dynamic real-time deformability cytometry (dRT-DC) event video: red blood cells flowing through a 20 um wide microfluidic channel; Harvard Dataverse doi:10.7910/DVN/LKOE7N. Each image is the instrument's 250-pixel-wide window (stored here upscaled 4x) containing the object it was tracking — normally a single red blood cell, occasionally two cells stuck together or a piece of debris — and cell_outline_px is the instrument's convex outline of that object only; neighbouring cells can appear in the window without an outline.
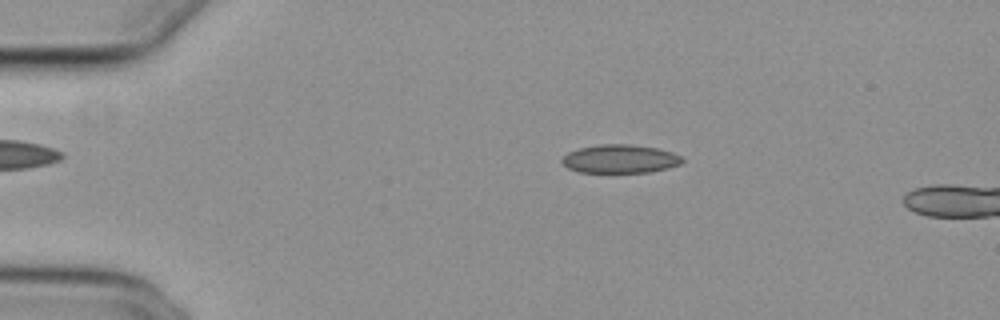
{"species": "common noctule bat (a hibernating species)", "species_latin": "Nyctalus noctula", "temperature_condition": "cold", "stored_images_in_passage": 14, "camera_frame_rate_fps": 3000, "um_per_image_px": 0.085, "animal": {"sex": "female", "body_mass_g": 29.2, "forearm_length_mm": 56.3}, "frame": {"image": 1, "passage_image": 8, "time_ms": 2.333, "image_size_px": [1000, 320], "cell_outline_px": [[684, 160], [680, 164], [648, 172], [580, 172], [568, 168], [560, 160], [568, 152], [580, 148], [600, 144], [632, 144], [656, 148], [672, 152], [680, 156]], "centroid_in_image_um": [52.68, 13.49], "position_along_channel_um": 32.3, "area_um2": 19.71}}